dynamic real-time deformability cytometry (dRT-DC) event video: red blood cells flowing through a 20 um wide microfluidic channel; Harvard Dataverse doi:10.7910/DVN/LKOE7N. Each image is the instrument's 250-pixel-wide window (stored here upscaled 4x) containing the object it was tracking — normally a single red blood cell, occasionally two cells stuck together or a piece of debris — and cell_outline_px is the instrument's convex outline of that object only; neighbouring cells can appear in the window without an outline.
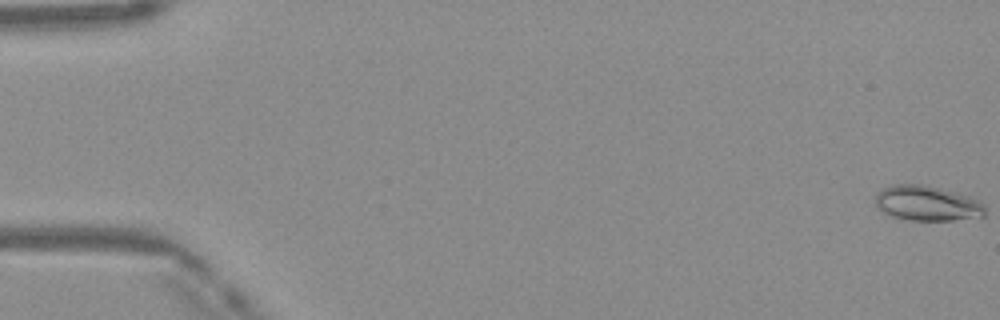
{"species": "Egyptian fruit bat (a non-hibernating species)", "species_latin": "Rousettus aegyptiacus", "temperature_condition": "warm", "stored_images_in_passage": 51, "segment_of_instrument_passage": [1, 2], "camera_frame_rate_fps": 3000, "um_per_image_px": 0.085, "frame": {"image": 1, "passage_image": 1, "time_ms": 0.0, "image_size_px": [1000, 320], "cell_outline_px": [[984, 216], [952, 220], [908, 220], [892, 216], [884, 212], [876, 204], [876, 192], [892, 184], [920, 184], [956, 192], [980, 200], [984, 204]], "centroid_in_image_um": [78.81, 17.27], "position_along_channel_um": 6.2, "area_um2": 22.25}}
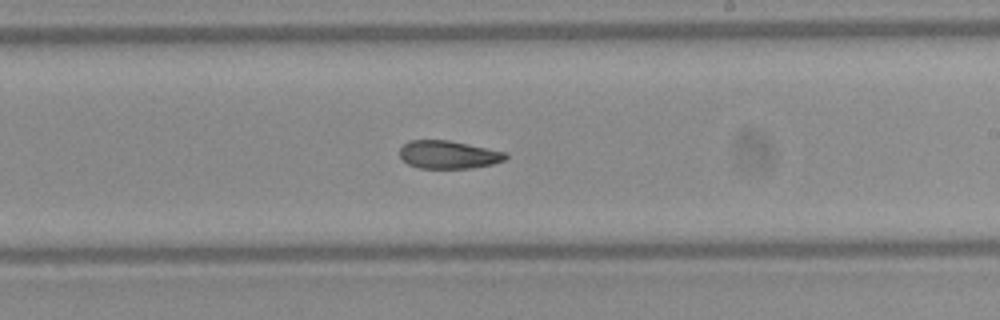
{"frame": {"image": 2, "passage_image": 30, "time_ms": 9.667, "image_size_px": [1000, 320], "cell_outline_px": [[508, 156], [504, 160], [492, 164], [472, 168], [420, 168], [408, 164], [400, 160], [400, 148], [408, 140], [448, 140], [508, 152]], "centroid_in_image_um": [38.11, 13.14], "position_along_channel_um": 250.9, "area_um2": 17.4}}
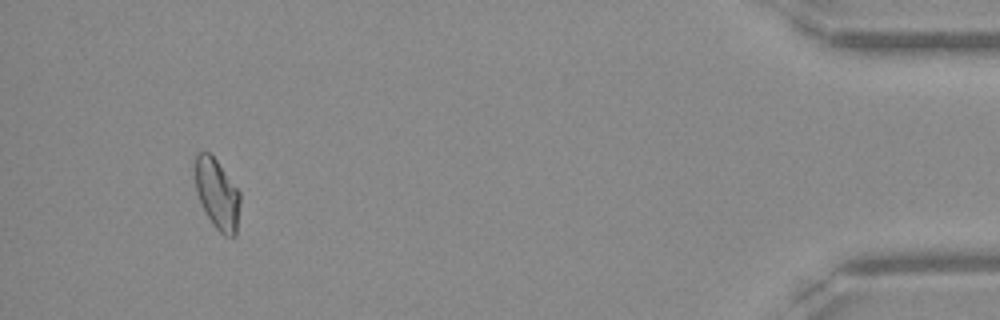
{"frame": {"image": 3, "passage_image": 47, "time_ms": 15.333, "image_size_px": [1000, 320], "cell_outline_px": [[240, 200], [236, 236], [224, 236], [212, 224], [204, 212], [200, 204], [196, 188], [196, 152], [208, 152], [216, 160], [240, 192]], "centroid_in_image_um": [18.46, 16.53], "position_along_channel_um": 416.7, "area_um2": 18.26}}